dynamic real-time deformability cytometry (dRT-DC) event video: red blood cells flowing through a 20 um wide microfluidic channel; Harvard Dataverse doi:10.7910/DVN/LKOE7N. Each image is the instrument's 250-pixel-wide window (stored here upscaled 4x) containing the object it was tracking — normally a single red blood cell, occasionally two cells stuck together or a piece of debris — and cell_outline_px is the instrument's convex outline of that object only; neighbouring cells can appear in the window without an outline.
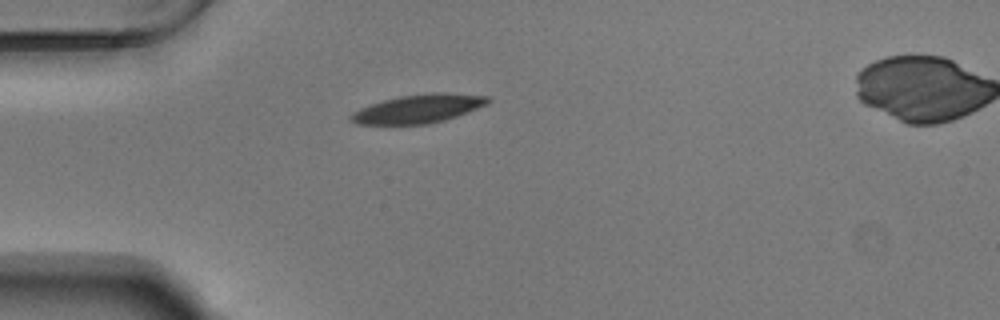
{"species": "Egyptian fruit bat (a non-hibernating species)", "species_latin": "Rousettus aegyptiacus", "temperature_condition": "warm", "stored_images_in_passage": 35, "camera_frame_rate_fps": 3000, "um_per_image_px": 0.085, "animal": {"sex": "male"}, "frame": {"image": 1, "passage_image": 1, "time_ms": 0.0, "image_size_px": [1000, 320], "cell_outline_px": [[492, 100], [488, 104], [456, 116], [428, 124], [356, 124], [348, 116], [352, 112], [360, 108], [384, 100], [400, 96], [428, 92], [448, 92], [488, 96]], "centroid_in_image_um": [35.58, 9.22], "position_along_channel_um": 49.4, "area_um2": 22.77}}
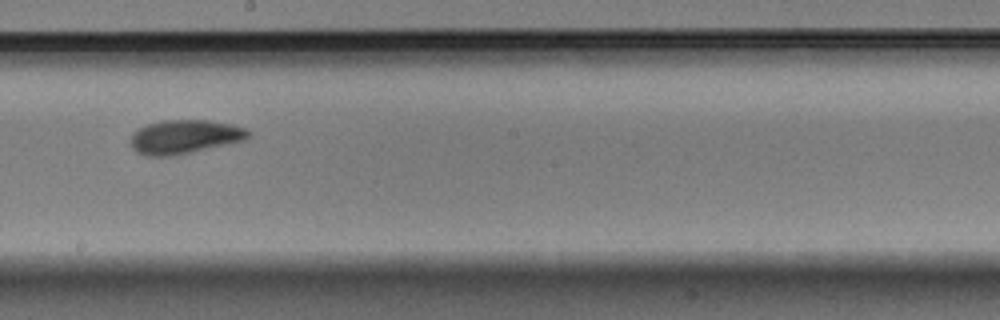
{"frame": {"image": 2, "passage_image": 17, "time_ms": 5.333, "image_size_px": [1000, 320], "cell_outline_px": [[248, 136], [244, 140], [176, 156], [144, 156], [136, 152], [132, 148], [128, 140], [140, 128], [148, 124], [164, 120], [208, 120], [232, 124], [244, 128], [248, 132]], "centroid_in_image_um": [15.64, 11.64], "position_along_channel_um": 232.6, "area_um2": 23.18}}
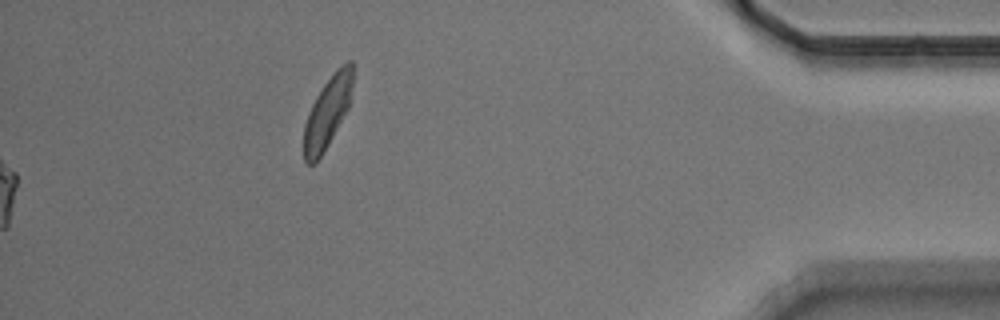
{"frame": {"image": 3, "passage_image": 35, "time_ms": 11.333, "image_size_px": [1000, 320], "cell_outline_px": [[352, 84], [348, 108], [316, 164], [308, 164], [304, 160], [304, 124], [308, 112], [316, 96], [324, 84], [348, 60], [352, 60]], "centroid_in_image_um": [27.8, 9.59], "position_along_channel_um": 407.4, "area_um2": 19.54}, "authors_computed_cell_mechanics": {"area_um2": 22.0796, "velocity_mm_per_s": 3.6939, "shape_relaxation_time_tau1_ms": 2.4405, "shape_relaxation_time_tau2_ms": 2.8306, "deformation_change_tau1": 0.1475, "deformation_change_tau2": 0.0942}}